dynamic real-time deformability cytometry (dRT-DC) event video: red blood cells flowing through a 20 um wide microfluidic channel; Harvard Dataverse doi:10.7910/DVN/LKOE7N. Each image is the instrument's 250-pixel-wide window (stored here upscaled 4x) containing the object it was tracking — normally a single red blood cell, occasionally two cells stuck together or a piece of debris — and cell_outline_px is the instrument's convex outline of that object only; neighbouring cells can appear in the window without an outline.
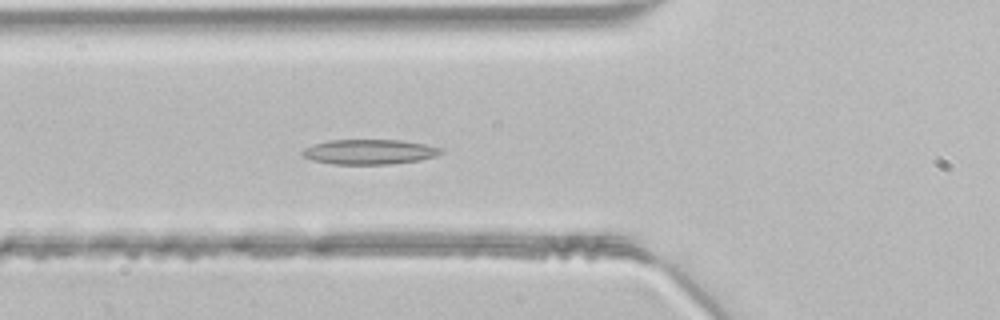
{"species": "common noctule bat (a hibernating species)", "species_latin": "Nyctalus noctula", "temperature_condition": "room temperature", "stored_images_in_passage": 38, "camera_frame_rate_fps": 3000, "um_per_image_px": 0.085, "animal": {"sex": "male", "body_mass_g": 21.5, "forearm_length_mm": 52.0}, "frame": {"image": 1, "passage_image": 16, "time_ms": 5.0, "image_size_px": [1000, 320], "cell_outline_px": [[444, 152], [436, 156], [420, 160], [392, 164], [332, 164], [312, 160], [304, 156], [300, 152], [304, 148], [312, 144], [328, 140], [400, 140], [424, 144], [444, 148]], "centroid_in_image_um": [31.41, 12.9], "position_along_channel_um": 94.4, "area_um2": 20.29}}
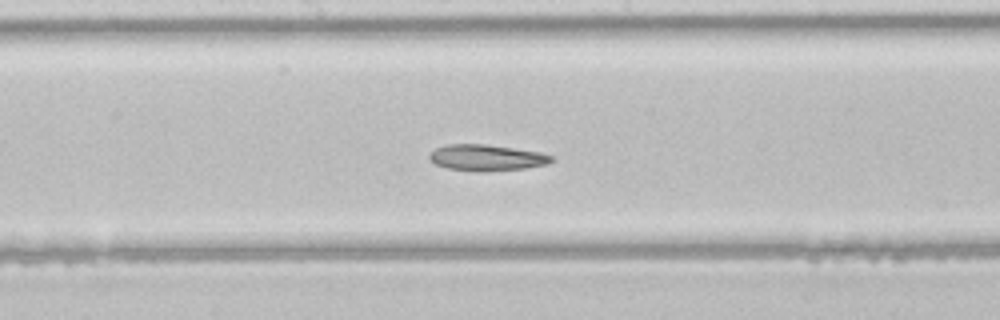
{"frame": {"image": 2, "passage_image": 24, "time_ms": 7.667, "image_size_px": [1000, 320], "cell_outline_px": [[552, 160], [548, 164], [524, 168], [448, 168], [436, 164], [428, 156], [436, 148], [444, 144], [484, 144], [540, 152], [552, 156]], "centroid_in_image_um": [41.36, 13.34], "position_along_channel_um": 206.8, "area_um2": 17.28}}
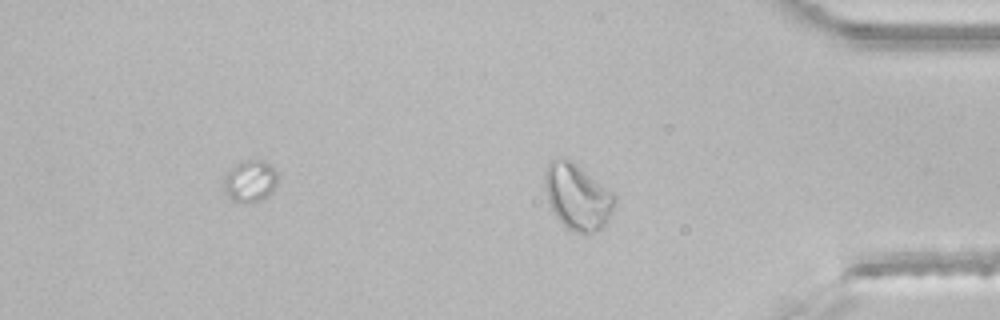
{"frame": {"image": 3, "passage_image": 38, "time_ms": 12.333, "image_size_px": [1000, 320], "cell_outline_px": [[616, 200], [612, 212], [608, 220], [596, 232], [588, 236], [572, 232], [556, 216], [548, 200], [544, 188], [544, 172], [548, 164], [552, 160], [572, 160], [612, 192], [616, 196]], "centroid_in_image_um": [49.09, 16.76], "position_along_channel_um": 386.1, "area_um2": 26.76}}